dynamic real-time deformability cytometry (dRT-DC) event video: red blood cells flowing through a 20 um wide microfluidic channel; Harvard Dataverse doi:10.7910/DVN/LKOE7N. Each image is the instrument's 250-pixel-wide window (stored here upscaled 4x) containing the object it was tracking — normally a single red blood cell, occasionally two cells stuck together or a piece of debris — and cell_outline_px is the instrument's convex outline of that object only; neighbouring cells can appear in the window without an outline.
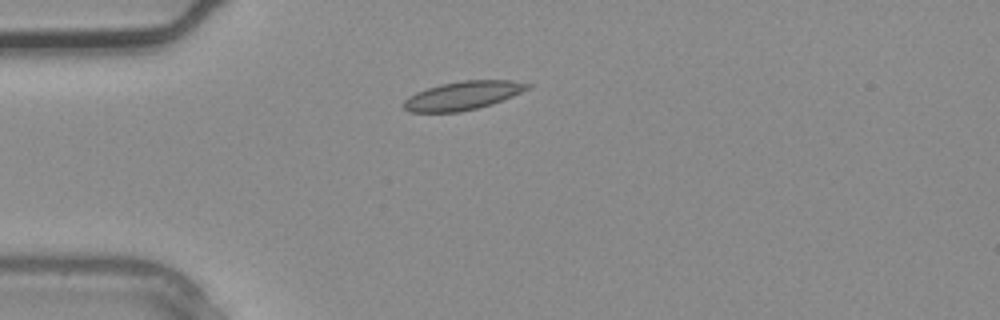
{"species": "common noctule bat (a hibernating species)", "species_latin": "Nyctalus noctula", "temperature_condition": "warm", "stored_images_in_passage": 3, "camera_frame_rate_fps": 3000, "um_per_image_px": 0.085, "animal": {"sex": "male", "body_mass_g": 20.4}, "frame": {"image": 1, "passage_image": 2, "time_ms": 0.333, "image_size_px": [1000, 320], "cell_outline_px": [[532, 88], [492, 104], [460, 112], [408, 112], [404, 108], [404, 100], [408, 96], [416, 92], [440, 84], [464, 80], [508, 80], [532, 84]], "centroid_in_image_um": [39.35, 8.12], "position_along_channel_um": 45.6, "area_um2": 20.58}}